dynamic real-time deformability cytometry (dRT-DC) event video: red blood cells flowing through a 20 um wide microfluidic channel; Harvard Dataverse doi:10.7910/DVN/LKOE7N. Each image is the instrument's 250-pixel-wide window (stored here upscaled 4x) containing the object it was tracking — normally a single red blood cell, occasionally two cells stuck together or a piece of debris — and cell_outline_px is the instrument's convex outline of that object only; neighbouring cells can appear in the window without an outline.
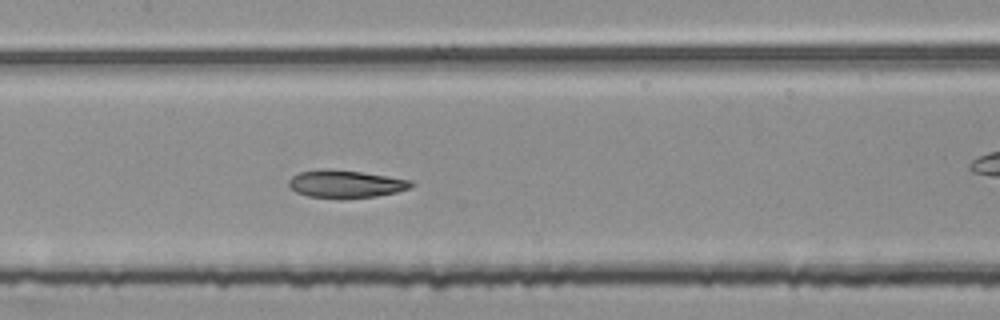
{"species": "common noctule bat (a hibernating species)", "species_latin": "Nyctalus noctula", "temperature_condition": "room temperature", "stored_images_in_passage": 54, "segment_of_instrument_passage": [2, 2], "camera_frame_rate_fps": 3000, "um_per_image_px": 0.085, "animal": {"sex": "female", "body_mass_g": 25.1}, "frame": {"image": 1, "passage_image": 27, "time_ms": 8.667, "image_size_px": [1000, 320], "cell_outline_px": [[416, 184], [412, 188], [396, 192], [376, 196], [308, 196], [296, 192], [288, 184], [288, 180], [292, 176], [300, 172], [320, 168], [328, 168], [360, 172], [388, 176], [412, 180]], "centroid_in_image_um": [29.41, 15.59], "position_along_channel_um": 178.0, "area_um2": 19.25}}
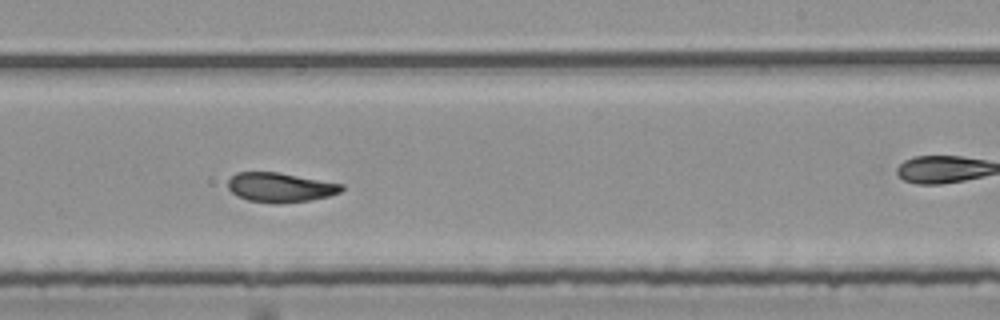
{"frame": {"image": 2, "passage_image": 34, "time_ms": 11.0, "image_size_px": [1000, 320], "cell_outline_px": [[344, 188], [340, 192], [328, 196], [308, 200], [276, 204], [272, 204], [248, 200], [236, 196], [228, 188], [228, 180], [236, 172], [280, 172], [344, 184]], "centroid_in_image_um": [23.81, 15.92], "position_along_channel_um": 265.2, "area_um2": 19.65}}
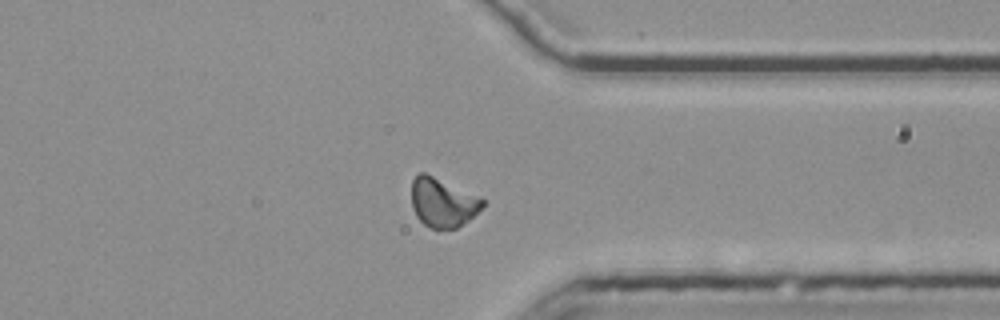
{"frame": {"image": 3, "passage_image": 43, "time_ms": 14.0, "image_size_px": [1000, 320], "cell_outline_px": [[484, 204], [468, 220], [456, 228], [432, 228], [424, 224], [416, 216], [412, 208], [412, 180], [420, 172], [424, 172], [484, 200]], "centroid_in_image_um": [37.57, 17.22], "position_along_channel_um": 373.8, "area_um2": 19.59}}